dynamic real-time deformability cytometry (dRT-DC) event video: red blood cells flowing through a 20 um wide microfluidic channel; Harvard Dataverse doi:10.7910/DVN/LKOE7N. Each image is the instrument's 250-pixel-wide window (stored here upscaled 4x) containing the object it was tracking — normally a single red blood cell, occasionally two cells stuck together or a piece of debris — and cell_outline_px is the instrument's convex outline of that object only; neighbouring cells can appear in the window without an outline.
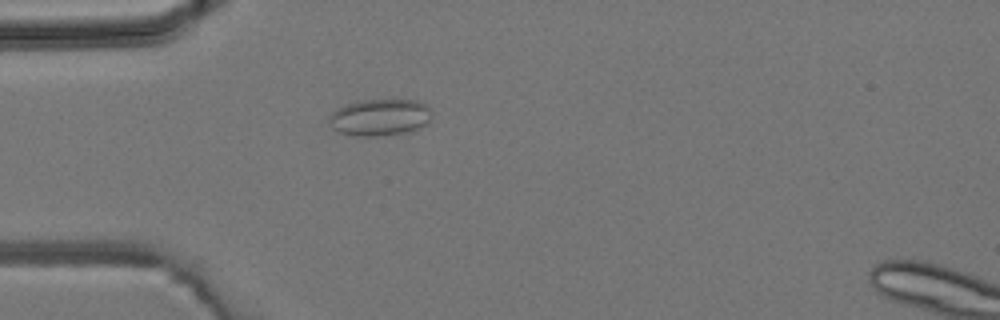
{"species": "common noctule bat (a hibernating species)", "species_latin": "Nyctalus noctula", "temperature_condition": "room temperature", "stored_images_in_passage": 2, "camera_frame_rate_fps": 3000, "um_per_image_px": 0.085, "animal": {"sex": "male", "body_mass_g": 19.2, "forearm_length_mm": 51.8}, "frame": {"image": 1, "passage_image": 1, "time_ms": 0.0, "image_size_px": [1000, 320], "cell_outline_px": [[432, 116], [428, 124], [416, 132], [376, 136], [356, 136], [340, 132], [332, 128], [328, 120], [328, 116], [336, 108], [360, 100], [416, 100], [428, 104], [432, 112]], "centroid_in_image_um": [32.35, 9.99], "position_along_channel_um": 52.6, "area_um2": 22.6}}